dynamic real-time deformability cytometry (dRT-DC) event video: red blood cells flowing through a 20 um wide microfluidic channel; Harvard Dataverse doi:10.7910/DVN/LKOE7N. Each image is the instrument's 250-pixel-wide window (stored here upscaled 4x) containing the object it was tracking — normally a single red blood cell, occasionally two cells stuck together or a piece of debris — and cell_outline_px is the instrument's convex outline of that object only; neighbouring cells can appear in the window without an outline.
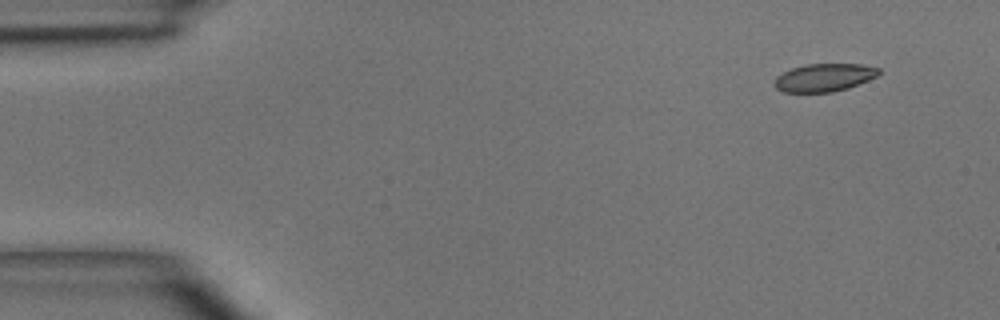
{"species": "common noctule bat (a hibernating species)", "species_latin": "Nyctalus noctula", "temperature_condition": "room temperature", "stored_images_in_passage": 4, "camera_frame_rate_fps": 3000, "um_per_image_px": 0.085, "animal": {"sex": "male", "body_mass_g": 15.6}, "frame": {"image": 1, "passage_image": 1, "time_ms": 0.0, "image_size_px": [1000, 320], "cell_outline_px": [[880, 72], [876, 76], [868, 80], [848, 88], [832, 92], [784, 92], [776, 88], [772, 84], [776, 76], [792, 68], [808, 64], [860, 64], [880, 68]], "centroid_in_image_um": [70.03, 6.59], "position_along_channel_um": 15.0, "area_um2": 16.94}}